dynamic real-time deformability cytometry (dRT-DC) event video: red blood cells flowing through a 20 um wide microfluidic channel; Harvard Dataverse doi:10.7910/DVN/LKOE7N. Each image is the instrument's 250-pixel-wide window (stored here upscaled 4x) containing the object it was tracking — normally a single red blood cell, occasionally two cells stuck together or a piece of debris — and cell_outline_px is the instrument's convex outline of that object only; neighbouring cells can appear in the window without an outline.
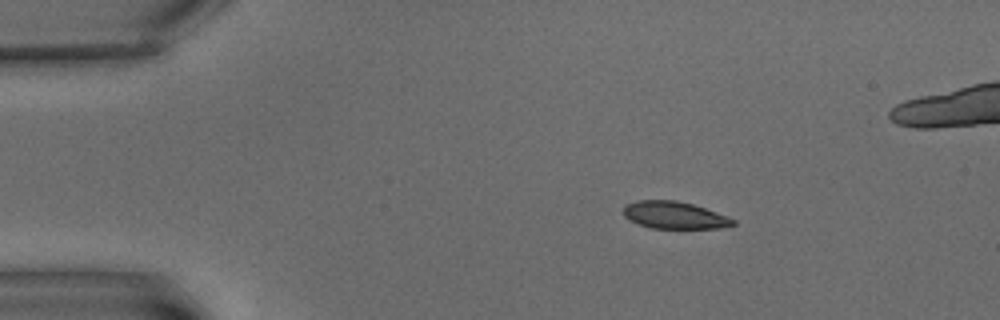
{"species": "common noctule bat (a hibernating species)", "species_latin": "Nyctalus noctula", "temperature_condition": "warm", "stored_images_in_passage": 7, "camera_frame_rate_fps": 3000, "um_per_image_px": 0.085, "animal": {"sex": "male", "body_mass_g": 15.6}, "frame": {"image": 1, "passage_image": 3, "time_ms": 2.667, "image_size_px": [1000, 320], "cell_outline_px": [[736, 224], [720, 228], [652, 228], [628, 220], [624, 216], [624, 204], [636, 200], [676, 200], [692, 204], [728, 216], [736, 220]], "centroid_in_image_um": [57.31, 18.28], "position_along_channel_um": 27.7, "area_um2": 17.4}}
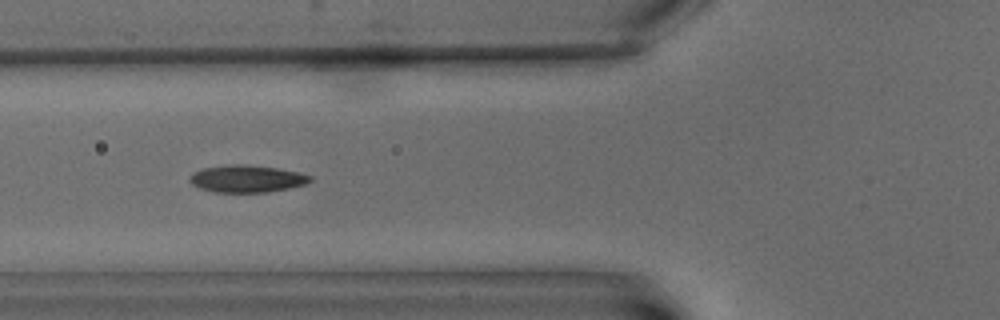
{"frame": {"image": 2, "passage_image": 6, "time_ms": 7.333, "image_size_px": [1000, 320], "cell_outline_px": [[312, 180], [304, 184], [288, 188], [268, 192], [212, 192], [200, 188], [192, 184], [188, 180], [196, 172], [204, 168], [228, 164], [248, 164], [276, 168], [300, 172], [312, 176]], "centroid_in_image_um": [21.0, 15.19], "position_along_channel_um": 104.8, "area_um2": 19.02}}